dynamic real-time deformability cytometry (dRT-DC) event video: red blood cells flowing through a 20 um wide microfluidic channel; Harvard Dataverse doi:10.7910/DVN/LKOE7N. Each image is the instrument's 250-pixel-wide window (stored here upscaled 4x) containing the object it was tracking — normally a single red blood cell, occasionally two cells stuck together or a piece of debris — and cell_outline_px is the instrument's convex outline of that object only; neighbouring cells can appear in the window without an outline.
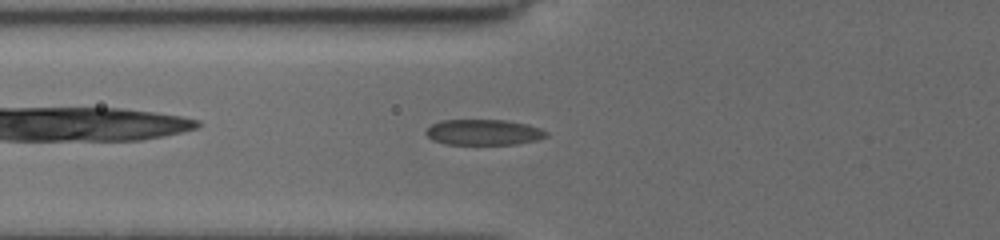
{"species": "common noctule bat (a hibernating species)", "species_latin": "Nyctalus noctula", "temperature_condition": "cold", "stored_images_in_passage": 9, "camera_frame_rate_fps": 3000, "um_per_image_px": 0.085, "animal": {"sex": "female", "body_mass_g": 19.5, "forearm_length_mm": 54.1}, "frame": {"image": 1, "passage_image": 9, "time_ms": 6.667, "image_size_px": [1000, 240], "cell_outline_px": [[548, 136], [536, 140], [516, 144], [444, 144], [432, 140], [424, 132], [432, 124], [440, 120], [508, 120], [528, 124], [540, 128], [548, 132]], "centroid_in_image_um": [41.11, 11.24], "position_along_channel_um": 84.7, "area_um2": 18.09}}